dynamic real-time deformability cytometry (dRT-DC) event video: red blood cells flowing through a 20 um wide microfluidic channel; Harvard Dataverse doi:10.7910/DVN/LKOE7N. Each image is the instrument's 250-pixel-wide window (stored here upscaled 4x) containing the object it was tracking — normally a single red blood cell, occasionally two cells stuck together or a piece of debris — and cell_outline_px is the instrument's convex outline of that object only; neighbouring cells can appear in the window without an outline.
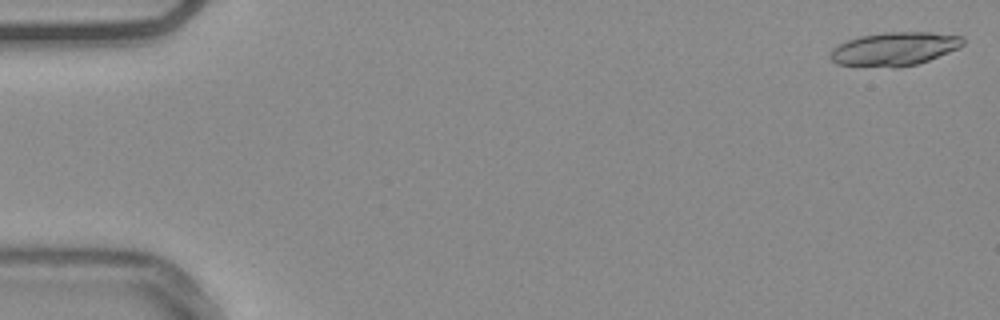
{"species": "common noctule bat (a hibernating species)", "species_latin": "Nyctalus noctula", "temperature_condition": "warm", "stored_images_in_passage": 54, "camera_frame_rate_fps": 3000, "um_per_image_px": 0.085, "animal": {"sex": "male", "body_mass_g": 20.4}, "frame": {"image": 1, "passage_image": 1, "time_ms": 0.0, "image_size_px": [1000, 320], "cell_outline_px": [[964, 44], [948, 52], [928, 60], [916, 64], [896, 68], [892, 68], [836, 64], [828, 56], [832, 48], [848, 40], [860, 36], [884, 32], [932, 32], [964, 36]], "centroid_in_image_um": [76.01, 4.16], "position_along_channel_um": 9.0, "area_um2": 25.95}}
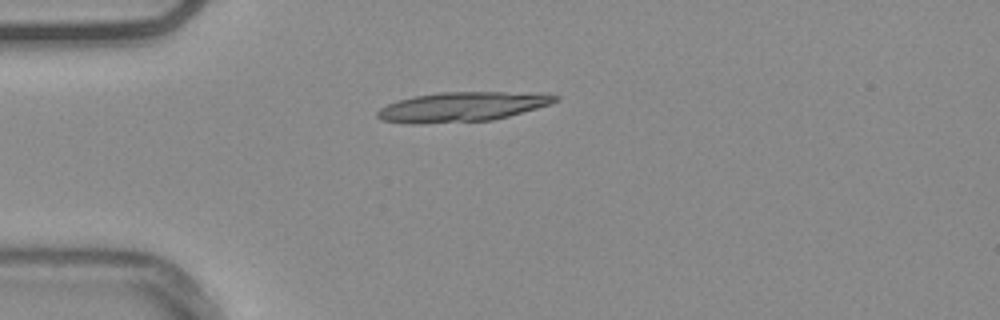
{"frame": {"image": 2, "passage_image": 14, "time_ms": 4.333, "image_size_px": [1000, 320], "cell_outline_px": [[560, 100], [552, 104], [508, 116], [492, 120], [420, 124], [408, 124], [380, 120], [376, 116], [376, 112], [380, 108], [388, 104], [412, 96], [440, 92], [544, 92], [560, 96]], "centroid_in_image_um": [39.33, 9.07], "position_along_channel_um": 45.7, "area_um2": 31.15}}